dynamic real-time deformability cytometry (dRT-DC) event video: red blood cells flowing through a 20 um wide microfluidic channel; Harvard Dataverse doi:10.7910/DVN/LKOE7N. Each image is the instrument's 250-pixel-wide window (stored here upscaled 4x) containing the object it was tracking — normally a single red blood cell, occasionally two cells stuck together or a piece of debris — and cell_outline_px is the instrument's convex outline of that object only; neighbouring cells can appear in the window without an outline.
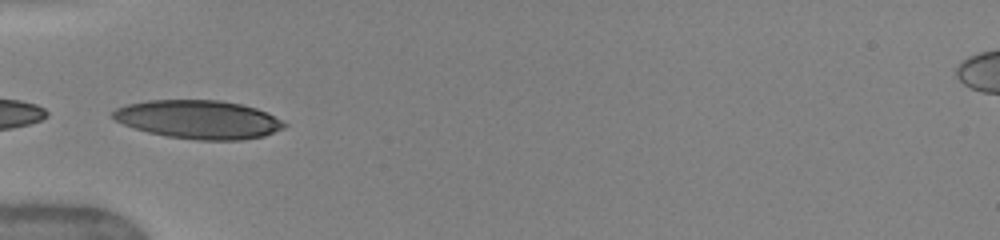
{"species": "human", "species_latin": "Homo sapiens", "temperature_condition": "warm", "stored_images_in_passage": 11, "camera_frame_rate_fps": 3000, "um_per_image_px": 0.085, "donor": {"sex": "female"}, "frame": {"image": 1, "passage_image": 1, "time_ms": 0.0, "image_size_px": [1000, 240], "cell_outline_px": [[288, 124], [284, 128], [264, 136], [240, 140], [196, 140], [168, 136], [148, 132], [124, 124], [116, 120], [112, 116], [112, 112], [116, 108], [128, 104], [148, 100], [220, 100], [240, 104], [256, 108]], "centroid_in_image_um": [16.87, 10.15], "position_along_channel_um": 68.1, "area_um2": 38.15}}
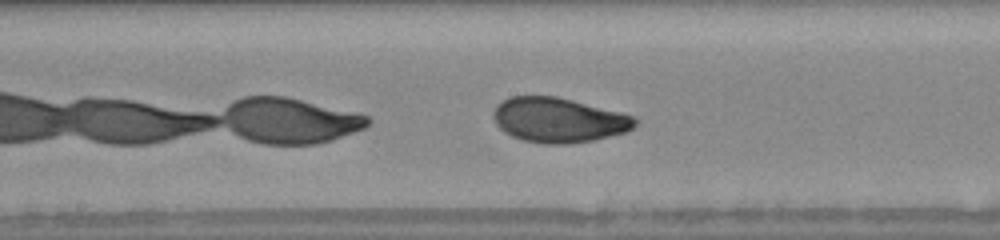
{"frame": {"image": 2, "passage_image": 10, "time_ms": 3.333, "image_size_px": [1000, 240], "cell_outline_px": [[636, 124], [628, 132], [596, 140], [568, 144], [544, 144], [524, 140], [512, 136], [504, 132], [496, 124], [492, 116], [492, 112], [496, 104], [512, 96], [556, 96], [620, 112], [632, 116], [636, 120]], "centroid_in_image_um": [47.46, 10.21], "position_along_channel_um": 200.7, "area_um2": 37.05}}